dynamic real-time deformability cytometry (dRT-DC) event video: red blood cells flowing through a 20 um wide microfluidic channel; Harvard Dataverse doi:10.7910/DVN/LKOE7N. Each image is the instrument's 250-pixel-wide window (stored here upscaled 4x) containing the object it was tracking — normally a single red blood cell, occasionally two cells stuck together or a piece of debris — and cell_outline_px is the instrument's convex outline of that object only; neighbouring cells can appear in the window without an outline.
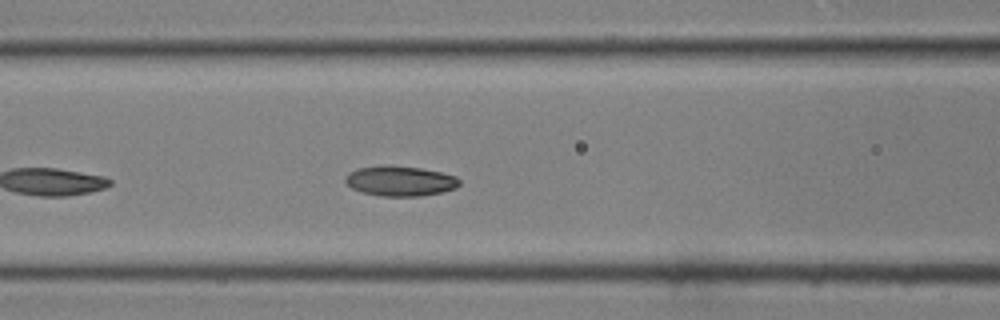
{"species": "common noctule bat (a hibernating species)", "species_latin": "Nyctalus noctula", "temperature_condition": "room temperature", "stored_images_in_passage": 22, "camera_frame_rate_fps": 3000, "um_per_image_px": 0.085, "animal": {"sex": "male", "body_mass_g": 19.0, "forearm_length_mm": 50.8}, "frame": {"image": 1, "passage_image": 7, "time_ms": 2.0, "image_size_px": [1000, 320], "cell_outline_px": [[460, 184], [456, 188], [444, 192], [420, 196], [380, 196], [364, 192], [352, 188], [344, 180], [344, 176], [348, 172], [356, 168], [384, 164], [388, 164], [420, 168], [440, 172], [456, 176], [460, 180]], "centroid_in_image_um": [34.0, 15.37], "position_along_channel_um": 132.6, "area_um2": 20.29}}